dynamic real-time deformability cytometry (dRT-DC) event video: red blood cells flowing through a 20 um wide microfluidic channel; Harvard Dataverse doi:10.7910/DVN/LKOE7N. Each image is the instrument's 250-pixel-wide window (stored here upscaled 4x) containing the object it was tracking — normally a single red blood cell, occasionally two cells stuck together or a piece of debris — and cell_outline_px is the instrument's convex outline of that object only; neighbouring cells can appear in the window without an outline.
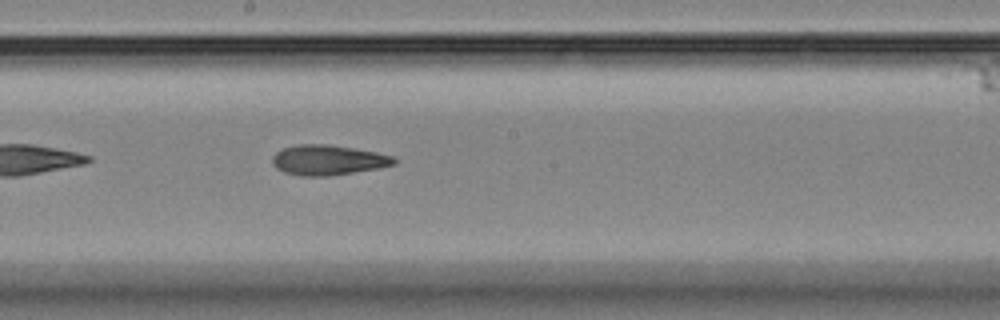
{"species": "Egyptian fruit bat (a non-hibernating species)", "species_latin": "Rousettus aegyptiacus", "temperature_condition": "room temperature", "stored_images_in_passage": 26, "camera_frame_rate_fps": 3000, "um_per_image_px": 0.085, "animal": {"sex": "female"}, "frame": {"image": 1, "passage_image": 14, "time_ms": 4.333, "image_size_px": [1000, 320], "cell_outline_px": [[396, 164], [380, 168], [328, 176], [300, 176], [284, 172], [276, 168], [272, 164], [272, 156], [276, 152], [284, 148], [296, 144], [328, 144], [376, 152], [392, 156], [396, 160]], "centroid_in_image_um": [27.86, 13.6], "position_along_channel_um": 220.3, "area_um2": 21.39}, "authors_computed_cell_mechanics": {"area_um2": 21.2704, "velocity_mm_per_s": 3.8083, "shape_relaxation_time_tau1_ms": null, "shape_relaxation_time_tau2_ms": 5.8839, "deformation_change_tau1": null, "deformation_change_tau2": 0.1678}}